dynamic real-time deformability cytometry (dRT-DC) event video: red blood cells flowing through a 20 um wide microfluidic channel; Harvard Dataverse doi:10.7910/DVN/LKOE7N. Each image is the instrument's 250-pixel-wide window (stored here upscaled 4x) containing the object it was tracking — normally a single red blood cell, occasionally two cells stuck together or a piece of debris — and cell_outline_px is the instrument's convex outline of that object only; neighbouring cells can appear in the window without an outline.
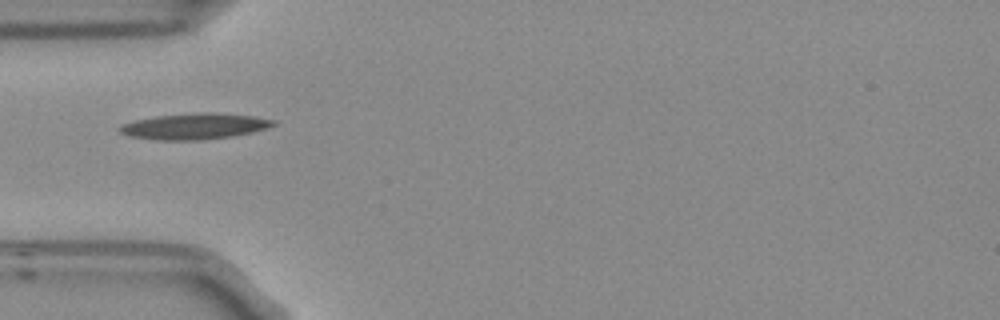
{"species": "Egyptian fruit bat (a non-hibernating species)", "species_latin": "Rousettus aegyptiacus", "temperature_condition": "room temperature", "stored_images_in_passage": 1, "camera_frame_rate_fps": 3000, "um_per_image_px": 0.085, "frame": {"image": 1, "passage_image": 1, "time_ms": 0.0, "image_size_px": [1000, 320], "cell_outline_px": [[276, 124], [268, 128], [252, 132], [232, 136], [196, 140], [156, 140], [128, 136], [120, 132], [116, 128], [120, 124], [132, 120], [156, 116], [196, 112], [216, 112], [256, 116], [276, 120]], "centroid_in_image_um": [16.5, 10.72], "position_along_channel_um": 68.5, "area_um2": 23.64}}